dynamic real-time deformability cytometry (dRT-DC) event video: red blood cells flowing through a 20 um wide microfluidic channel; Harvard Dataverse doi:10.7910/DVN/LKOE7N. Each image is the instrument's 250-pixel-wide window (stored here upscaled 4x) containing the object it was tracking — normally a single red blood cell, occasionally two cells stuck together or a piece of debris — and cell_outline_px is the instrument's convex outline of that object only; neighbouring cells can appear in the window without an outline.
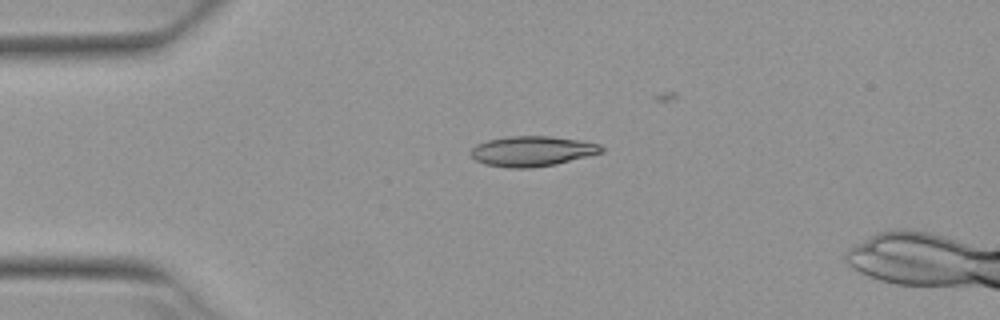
{"species": "Egyptian fruit bat (a non-hibernating species)", "species_latin": "Rousettus aegyptiacus", "temperature_condition": "warm", "stored_images_in_passage": 6, "camera_frame_rate_fps": 3000, "um_per_image_px": 0.085, "animal": {"sex": "female"}, "frame": {"image": 1, "passage_image": 3, "time_ms": 0.667, "image_size_px": [1000, 320], "cell_outline_px": [[604, 152], [556, 164], [532, 168], [512, 168], [484, 164], [476, 160], [472, 156], [472, 148], [476, 144], [488, 140], [504, 136], [552, 136], [600, 144], [604, 148]], "centroid_in_image_um": [45.24, 12.85], "position_along_channel_um": 39.8, "area_um2": 22.95}}
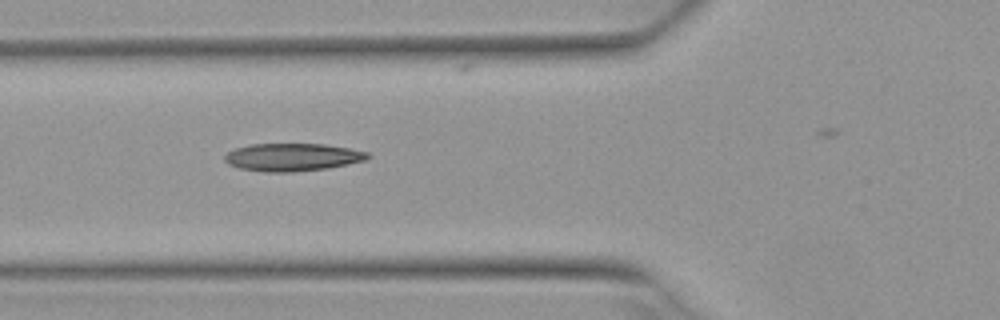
{"frame": {"image": 2, "passage_image": 5, "time_ms": 1.333, "image_size_px": [1000, 320], "cell_outline_px": [[372, 156], [364, 160], [348, 164], [328, 168], [292, 172], [268, 172], [240, 168], [228, 164], [224, 160], [224, 156], [228, 152], [236, 148], [252, 144], [324, 144], [348, 148], [368, 152]], "centroid_in_image_um": [24.86, 13.36], "position_along_channel_um": 100.9, "area_um2": 23.0}}
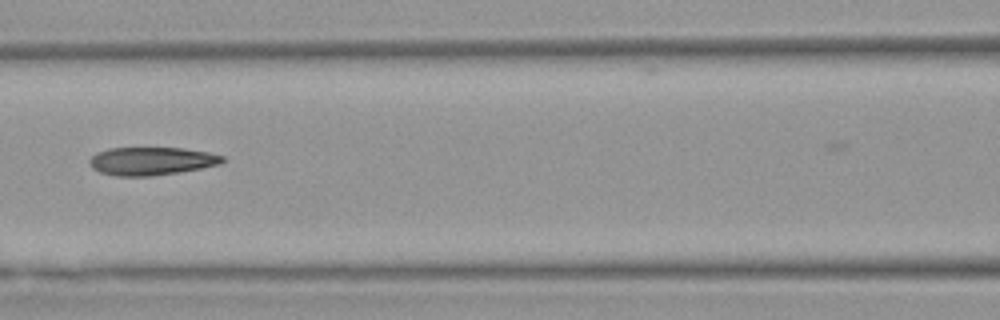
{"frame": {"image": 3, "passage_image": 6, "time_ms": 1.667, "image_size_px": [1000, 320], "cell_outline_px": [[224, 160], [220, 164], [180, 172], [152, 176], [116, 176], [100, 172], [92, 168], [88, 160], [96, 152], [108, 148], [184, 148], [208, 152], [224, 156]], "centroid_in_image_um": [12.85, 13.69], "position_along_channel_um": 153.7, "area_um2": 21.79}}